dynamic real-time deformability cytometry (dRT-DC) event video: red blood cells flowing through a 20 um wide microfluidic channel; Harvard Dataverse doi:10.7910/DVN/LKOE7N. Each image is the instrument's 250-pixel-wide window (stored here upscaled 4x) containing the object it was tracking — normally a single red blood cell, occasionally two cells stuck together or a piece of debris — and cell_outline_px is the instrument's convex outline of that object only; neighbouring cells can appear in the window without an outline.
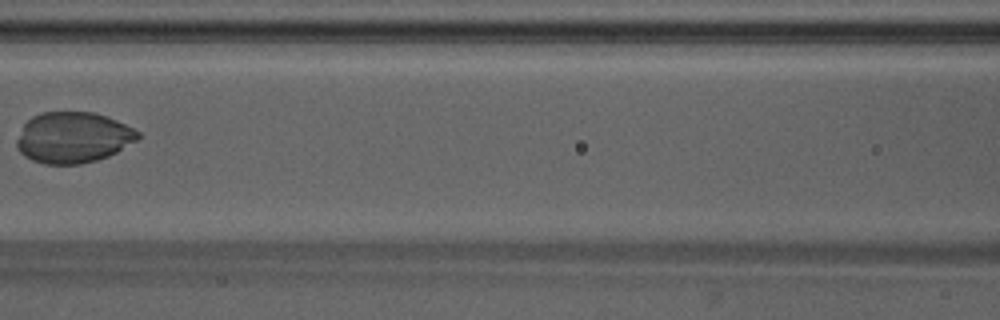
{"species": "Egyptian fruit bat (a non-hibernating species)", "species_latin": "Rousettus aegyptiacus", "temperature_condition": "warm", "stored_images_in_passage": 3, "camera_frame_rate_fps": 3000, "um_per_image_px": 0.085, "animal": {"sex": "male"}, "frame": {"image": 1, "passage_image": 3, "time_ms": 0.667, "image_size_px": [1000, 320], "cell_outline_px": [[140, 136], [136, 140], [116, 152], [108, 156], [96, 160], [80, 164], [44, 164], [32, 160], [24, 156], [16, 148], [16, 140], [24, 124], [32, 116], [40, 112], [96, 112], [116, 120], [140, 132]], "centroid_in_image_um": [6.18, 11.68], "position_along_channel_um": 160.4, "area_um2": 35.95}}